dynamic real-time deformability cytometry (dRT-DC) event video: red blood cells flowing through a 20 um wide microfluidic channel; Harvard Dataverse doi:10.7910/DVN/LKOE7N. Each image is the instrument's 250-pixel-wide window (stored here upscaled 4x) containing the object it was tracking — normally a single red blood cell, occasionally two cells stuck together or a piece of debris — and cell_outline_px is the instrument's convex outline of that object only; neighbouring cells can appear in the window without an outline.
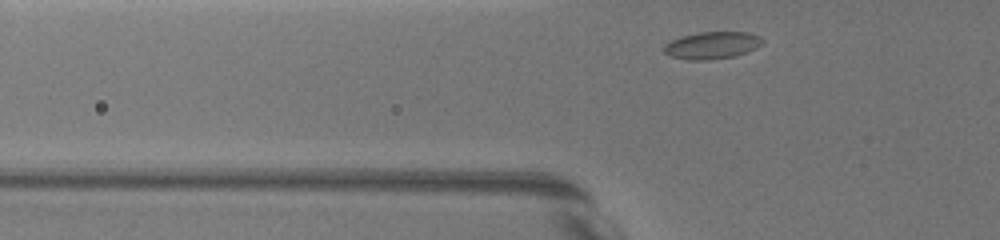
{"species": "common noctule bat (a hibernating species)", "species_latin": "Nyctalus noctula", "temperature_condition": "warm", "stored_images_in_passage": 21, "camera_frame_rate_fps": 3000, "um_per_image_px": 0.085, "animal": {"sex": "female", "body_mass_g": 19.5, "forearm_length_mm": 54.1}, "frame": {"image": 1, "passage_image": 2, "time_ms": 0.333, "image_size_px": [1000, 240], "cell_outline_px": [[764, 40], [756, 48], [732, 56], [712, 60], [688, 60], [668, 56], [664, 52], [664, 44], [680, 36], [696, 32], [748, 32], [760, 36]], "centroid_in_image_um": [60.47, 3.84], "position_along_channel_um": 65.3, "area_um2": 15.66}}
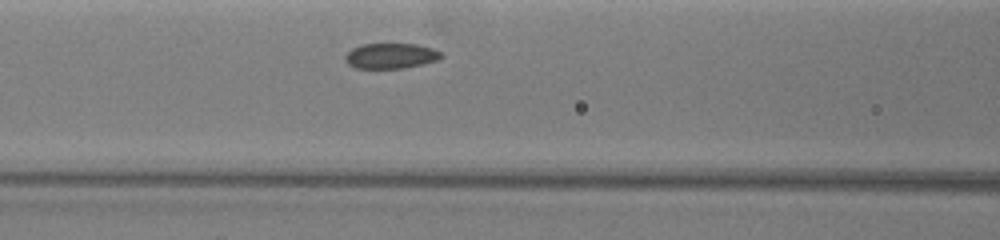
{"frame": {"image": 2, "passage_image": 13, "time_ms": 2.333, "image_size_px": [1000, 240], "cell_outline_px": [[444, 56], [440, 60], [400, 68], [356, 68], [348, 64], [344, 56], [352, 48], [360, 44], [416, 44], [432, 48], [440, 52]], "centroid_in_image_um": [33.22, 4.74], "position_along_channel_um": 133.4, "area_um2": 14.1}}
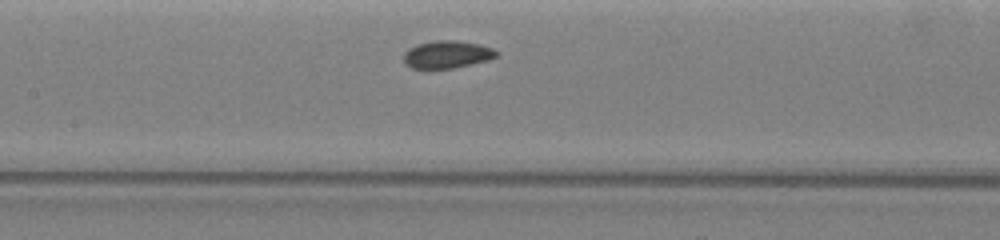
{"frame": {"image": 3, "passage_image": 18, "time_ms": 3.333, "image_size_px": [1000, 240], "cell_outline_px": [[500, 52], [496, 56], [488, 60], [452, 68], [412, 68], [404, 64], [404, 52], [408, 48], [416, 44], [436, 40], [456, 40], [480, 44], [492, 48]], "centroid_in_image_um": [37.98, 4.61], "position_along_channel_um": 169.4, "area_um2": 14.91}}